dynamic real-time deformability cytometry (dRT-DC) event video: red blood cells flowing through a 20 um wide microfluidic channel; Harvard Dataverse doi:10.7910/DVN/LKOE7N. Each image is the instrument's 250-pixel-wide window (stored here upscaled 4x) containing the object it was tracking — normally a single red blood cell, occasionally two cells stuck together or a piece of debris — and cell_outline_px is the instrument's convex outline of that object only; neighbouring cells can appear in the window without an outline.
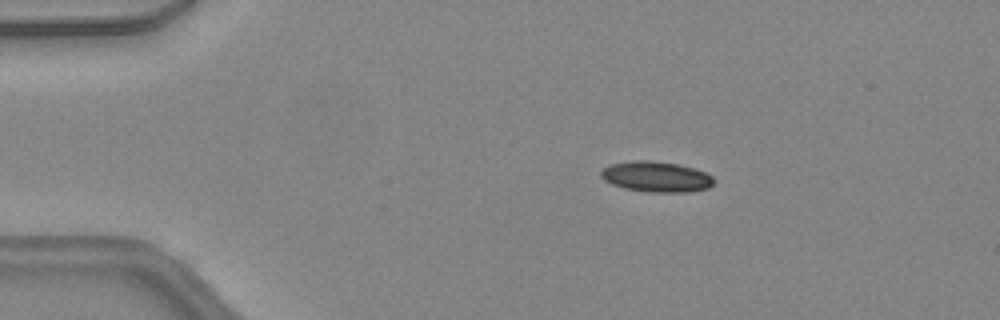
{"species": "common noctule bat (a hibernating species)", "species_latin": "Nyctalus noctula", "temperature_condition": "warm", "stored_images_in_passage": 39, "camera_frame_rate_fps": 3000, "um_per_image_px": 0.085, "animal": {"sex": "female", "body_mass_g": 24.6, "forearm_length_mm": 56.2}, "frame": {"image": 1, "passage_image": 1, "time_ms": 0.0, "image_size_px": [1000, 320], "cell_outline_px": [[716, 180], [708, 188], [688, 192], [648, 192], [624, 188], [612, 184], [604, 180], [600, 176], [600, 172], [604, 168], [612, 164], [632, 160], [648, 160], [676, 164], [692, 168], [704, 172], [712, 176]], "centroid_in_image_um": [55.77, 15.03], "position_along_channel_um": 29.2, "area_um2": 20.0}}
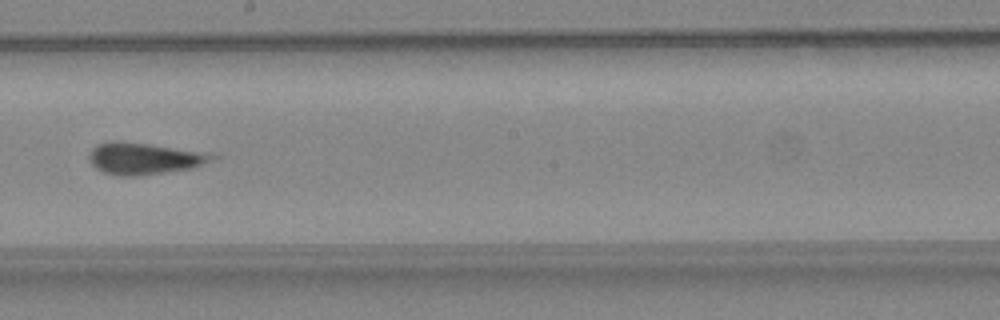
{"frame": {"image": 2, "passage_image": 19, "time_ms": 6.0, "image_size_px": [1000, 320], "cell_outline_px": [[220, 156], [212, 160], [192, 168], [140, 176], [116, 176], [104, 172], [96, 168], [88, 160], [88, 152], [96, 144], [108, 140], [116, 140], [220, 152]], "centroid_in_image_um": [12.32, 13.44], "position_along_channel_um": 235.9, "area_um2": 23.7}}
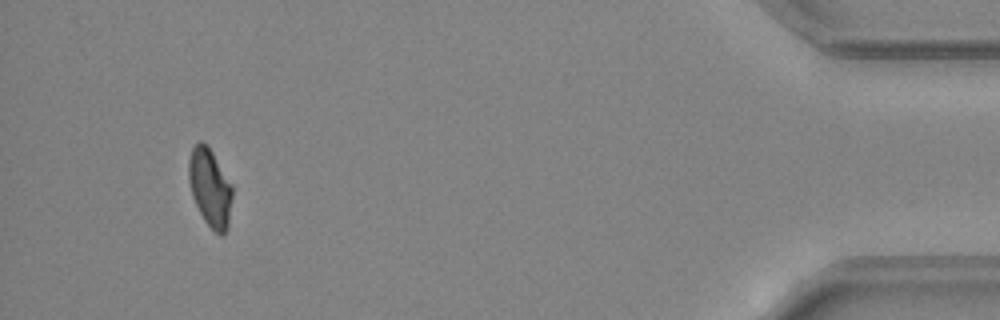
{"frame": {"image": 3, "passage_image": 36, "time_ms": 11.667, "image_size_px": [1000, 320], "cell_outline_px": [[232, 196], [228, 228], [220, 236], [204, 220], [192, 196], [188, 180], [188, 160], [192, 148], [200, 140], [212, 152], [232, 184]], "centroid_in_image_um": [17.84, 15.95], "position_along_channel_um": 417.4, "area_um2": 19.65}, "authors_computed_cell_mechanics": {"area_um2": 21.7906, "velocity_mm_per_s": 4.4534, "shape_relaxation_time_tau1_ms": null, "shape_relaxation_time_tau2_ms": 1.8156, "deformation_change_tau1": null, "deformation_change_tau2": 0.0934}}